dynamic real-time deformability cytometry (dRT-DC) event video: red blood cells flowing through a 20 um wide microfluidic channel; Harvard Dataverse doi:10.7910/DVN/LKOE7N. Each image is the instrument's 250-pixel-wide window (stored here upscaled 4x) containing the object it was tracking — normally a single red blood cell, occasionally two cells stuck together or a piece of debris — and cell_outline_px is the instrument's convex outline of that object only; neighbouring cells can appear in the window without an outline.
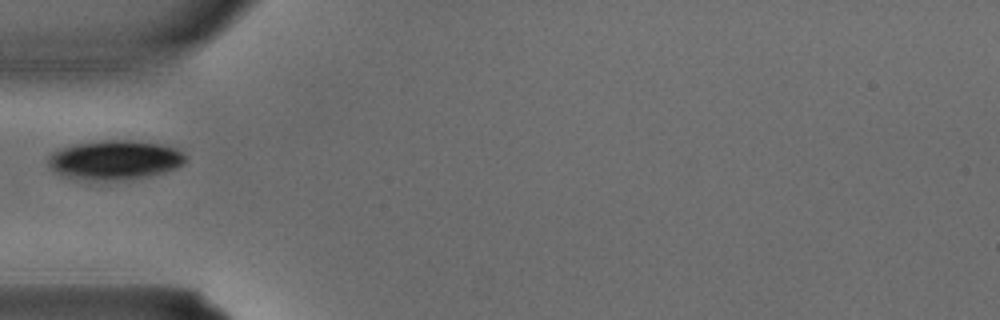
{"species": "common noctule bat (a hibernating species)", "species_latin": "Nyctalus noctula", "temperature_condition": "warm", "stored_images_in_passage": 2, "camera_frame_rate_fps": 3000, "um_per_image_px": 0.085, "animal": {"sex": "male", "body_mass_g": 15.6}, "frame": {"image": 1, "passage_image": 2, "time_ms": 0.333, "image_size_px": [1000, 320], "cell_outline_px": [[188, 160], [184, 164], [176, 168], [164, 172], [148, 176], [128, 180], [72, 180], [60, 176], [48, 164], [48, 156], [52, 152], [60, 148], [76, 144], [104, 140], [132, 140], [160, 144], [176, 148], [184, 152], [188, 156]], "centroid_in_image_um": [9.77, 13.61], "position_along_channel_um": 75.2, "area_um2": 32.08}}